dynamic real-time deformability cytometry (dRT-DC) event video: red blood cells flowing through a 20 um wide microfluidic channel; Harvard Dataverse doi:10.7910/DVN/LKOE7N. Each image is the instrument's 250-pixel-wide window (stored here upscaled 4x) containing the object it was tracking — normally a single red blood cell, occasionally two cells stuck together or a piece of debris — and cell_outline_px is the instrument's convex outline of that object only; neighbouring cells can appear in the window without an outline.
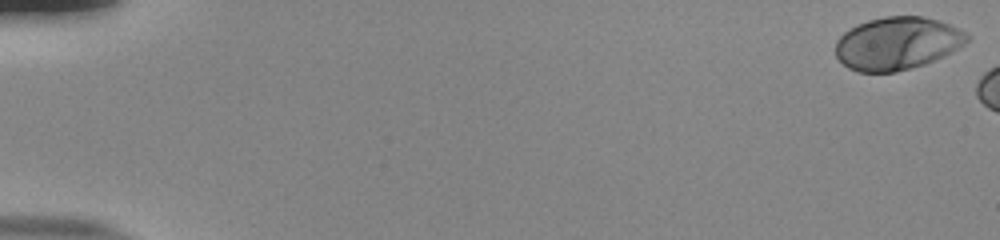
{"species": "human", "species_latin": "Homo sapiens", "temperature_condition": "room temperature", "stored_images_in_passage": 7, "camera_frame_rate_fps": 3000, "um_per_image_px": 0.085, "donor": {"sex": "male"}, "frame": {"image": 1, "passage_image": 1, "time_ms": 0.0, "image_size_px": [1000, 240], "cell_outline_px": [[968, 40], [964, 44], [944, 56], [924, 64], [912, 68], [896, 72], [860, 72], [848, 68], [836, 56], [836, 40], [844, 32], [856, 24], [868, 20], [884, 16], [920, 16], [936, 20], [960, 28], [968, 32]], "centroid_in_image_um": [76.25, 3.68], "position_along_channel_um": 8.7, "area_um2": 40.46}}